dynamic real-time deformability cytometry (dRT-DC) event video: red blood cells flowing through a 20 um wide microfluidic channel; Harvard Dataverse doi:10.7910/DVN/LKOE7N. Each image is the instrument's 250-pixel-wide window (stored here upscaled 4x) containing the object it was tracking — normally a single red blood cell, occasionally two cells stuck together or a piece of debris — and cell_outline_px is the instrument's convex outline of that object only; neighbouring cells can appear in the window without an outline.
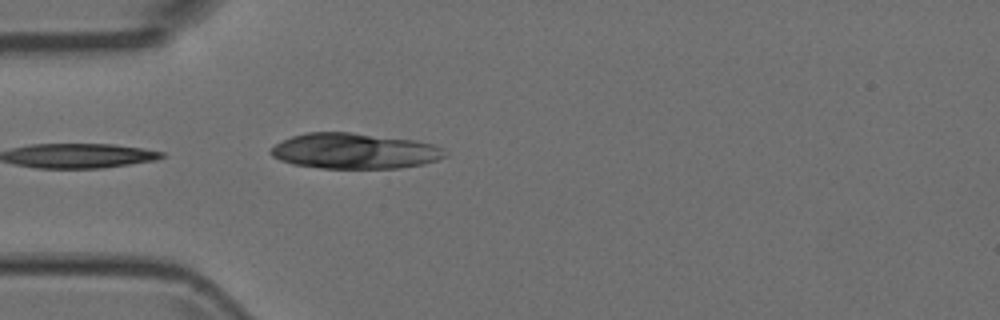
{"species": "Egyptian fruit bat (a non-hibernating species)", "species_latin": "Rousettus aegyptiacus", "temperature_condition": "room temperature", "stored_images_in_passage": 4, "camera_frame_rate_fps": 3000, "um_per_image_px": 0.085, "animal": {"sex": "female"}, "frame": {"image": 1, "passage_image": 4, "time_ms": 1.0, "image_size_px": [1000, 320], "cell_outline_px": [[448, 156], [424, 164], [400, 168], [320, 168], [292, 164], [280, 160], [272, 156], [268, 152], [276, 144], [292, 136], [308, 132], [352, 132], [412, 140], [432, 144], [444, 148], [448, 152]], "centroid_in_image_um": [30.15, 12.84], "position_along_channel_um": 54.9, "area_um2": 36.18}}